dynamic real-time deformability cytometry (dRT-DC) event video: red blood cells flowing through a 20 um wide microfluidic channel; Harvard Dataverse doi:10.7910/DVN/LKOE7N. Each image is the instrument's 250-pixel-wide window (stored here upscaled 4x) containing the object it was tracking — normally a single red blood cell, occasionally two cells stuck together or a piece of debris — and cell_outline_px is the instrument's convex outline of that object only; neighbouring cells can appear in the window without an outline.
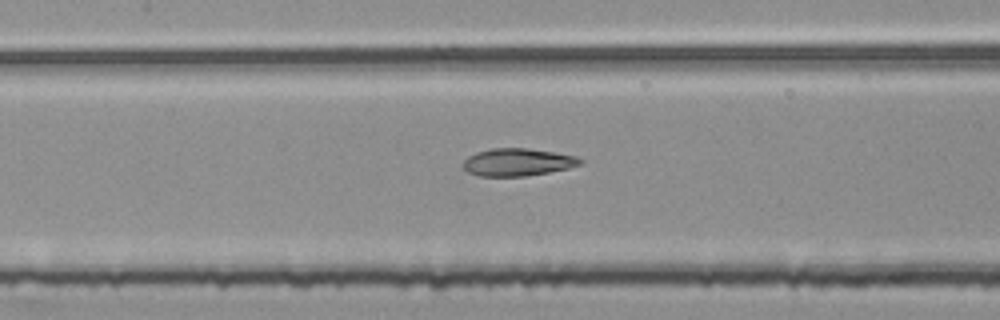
{"species": "common noctule bat (a hibernating species)", "species_latin": "Nyctalus noctula", "temperature_condition": "room temperature", "stored_images_in_passage": 54, "segment_of_instrument_passage": [2, 2], "camera_frame_rate_fps": 3000, "um_per_image_px": 0.085, "animal": {"sex": "female", "body_mass_g": 25.1}, "frame": {"image": 1, "passage_image": 25, "time_ms": 8.0, "image_size_px": [1000, 320], "cell_outline_px": [[584, 164], [568, 168], [528, 176], [476, 176], [468, 172], [464, 168], [464, 160], [468, 156], [476, 152], [492, 148], [524, 148], [552, 152], [576, 156], [584, 160]], "centroid_in_image_um": [44.01, 13.79], "position_along_channel_um": 163.4, "area_um2": 18.79}}
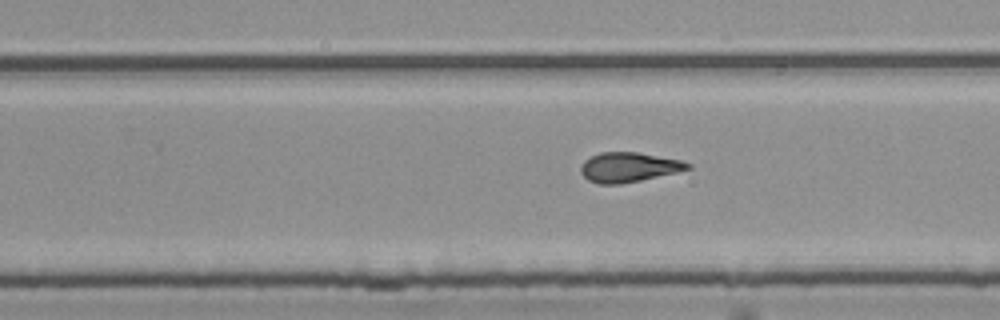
{"frame": {"image": 2, "passage_image": 34, "time_ms": 11.0, "image_size_px": [1000, 320], "cell_outline_px": [[692, 168], [676, 172], [640, 180], [620, 184], [600, 184], [588, 180], [580, 172], [580, 168], [584, 160], [600, 152], [636, 152], [684, 160], [692, 164]], "centroid_in_image_um": [53.45, 14.2], "position_along_channel_um": 276.3, "area_um2": 18.5}}
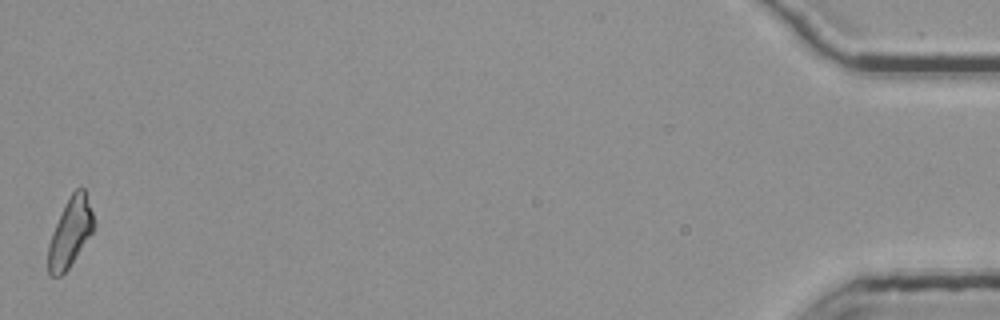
{"frame": {"image": 3, "passage_image": 54, "time_ms": 17.667, "image_size_px": [1000, 320], "cell_outline_px": [[96, 224], [92, 232], [68, 268], [60, 276], [52, 276], [48, 272], [48, 244], [64, 204], [72, 192], [76, 188], [84, 188]], "centroid_in_image_um": [5.97, 19.74], "position_along_channel_um": 429.2, "area_um2": 17.98}}